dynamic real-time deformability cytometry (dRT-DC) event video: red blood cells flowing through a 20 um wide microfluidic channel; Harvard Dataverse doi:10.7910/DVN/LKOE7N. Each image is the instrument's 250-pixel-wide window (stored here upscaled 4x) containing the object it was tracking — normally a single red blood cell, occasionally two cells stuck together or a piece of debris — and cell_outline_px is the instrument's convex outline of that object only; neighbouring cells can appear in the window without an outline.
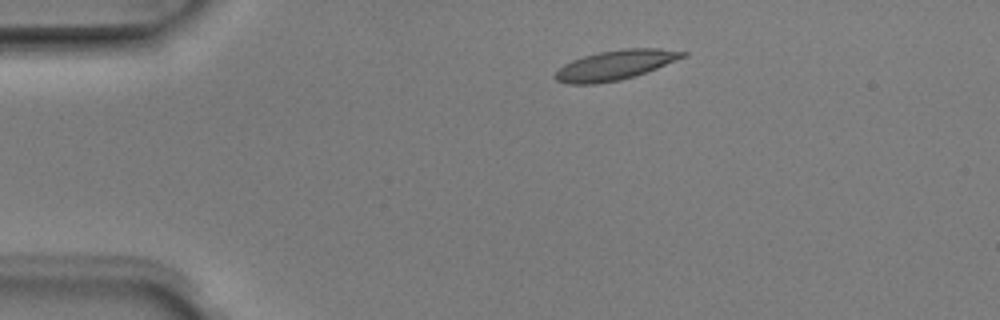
{"species": "Egyptian fruit bat (a non-hibernating species)", "species_latin": "Rousettus aegyptiacus", "temperature_condition": "room temperature", "stored_images_in_passage": 4, "camera_frame_rate_fps": 3000, "um_per_image_px": 0.085, "animal": {"sex": "male"}, "frame": {"image": 1, "passage_image": 2, "time_ms": 0.333, "image_size_px": [1000, 320], "cell_outline_px": [[688, 56], [656, 68], [620, 80], [596, 84], [568, 84], [556, 80], [552, 76], [564, 64], [572, 60], [584, 56], [600, 52], [624, 48], [660, 48], [688, 52]], "centroid_in_image_um": [52.29, 5.53], "position_along_channel_um": 32.7, "area_um2": 21.96}}
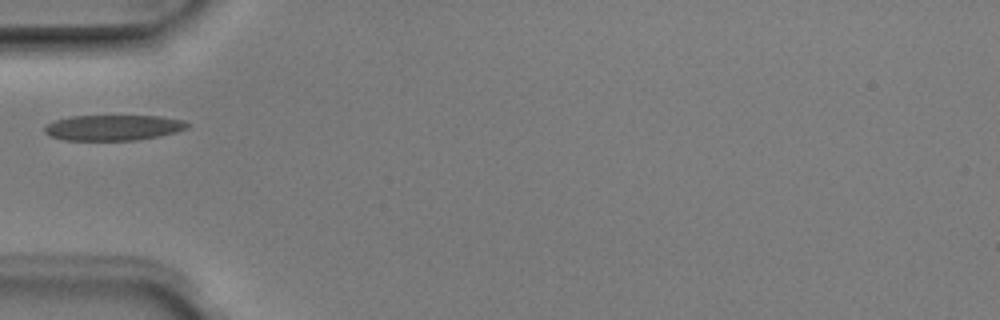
{"frame": {"image": 2, "passage_image": 4, "time_ms": 1.0, "image_size_px": [1000, 320], "cell_outline_px": [[192, 124], [188, 128], [176, 132], [160, 136], [136, 140], [64, 140], [48, 136], [44, 132], [44, 128], [48, 124], [56, 120], [72, 116], [160, 116], [184, 120]], "centroid_in_image_um": [9.66, 10.85], "position_along_channel_um": 75.3, "area_um2": 21.39}}